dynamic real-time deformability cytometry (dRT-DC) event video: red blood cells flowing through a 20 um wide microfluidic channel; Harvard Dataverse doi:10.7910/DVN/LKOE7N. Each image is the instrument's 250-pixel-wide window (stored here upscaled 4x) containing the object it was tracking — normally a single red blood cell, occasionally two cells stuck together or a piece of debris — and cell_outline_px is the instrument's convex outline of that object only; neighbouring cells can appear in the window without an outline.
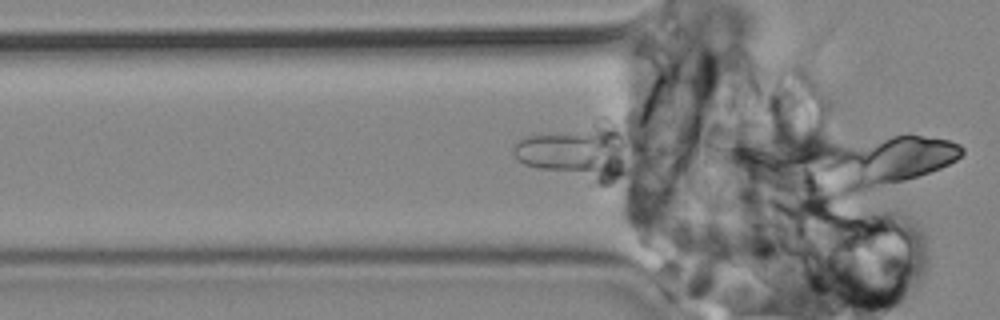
{"species": "common noctule bat (a hibernating species)", "species_latin": "Nyctalus noctula", "temperature_condition": "cold", "stored_images_in_passage": 7, "camera_frame_rate_fps": 3000, "um_per_image_px": 0.085, "animal": {"sex": "male", "body_mass_g": 19.2, "forearm_length_mm": 51.8}, "frame": {"image": 1, "passage_image": 3, "time_ms": 0.667, "image_size_px": [1000, 320], "cell_outline_px": [[624, 168], [620, 172], [580, 172], [540, 168], [524, 164], [516, 160], [512, 152], [512, 148], [516, 140], [524, 136], [540, 132], [616, 132], [624, 140]], "centroid_in_image_um": [48.62, 12.86], "position_along_channel_um": 77.2, "area_um2": 28.84}}